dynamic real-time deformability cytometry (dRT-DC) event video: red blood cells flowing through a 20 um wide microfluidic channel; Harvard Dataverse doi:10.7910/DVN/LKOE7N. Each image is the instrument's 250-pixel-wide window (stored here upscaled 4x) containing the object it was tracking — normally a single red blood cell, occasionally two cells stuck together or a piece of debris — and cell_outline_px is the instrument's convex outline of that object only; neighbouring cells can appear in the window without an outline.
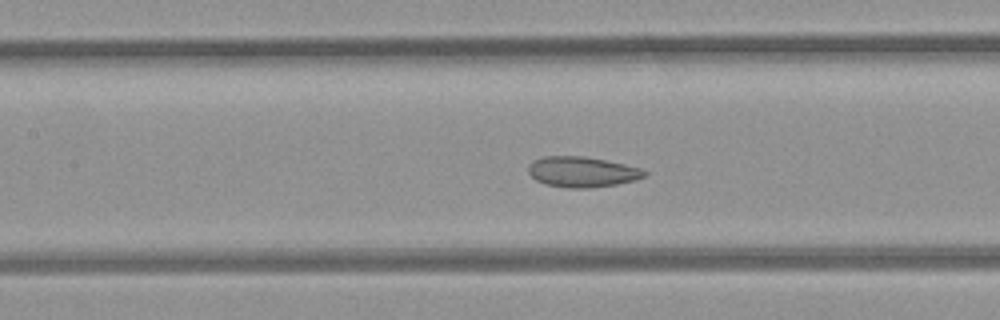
{"species": "common noctule bat (a hibernating species)", "species_latin": "Nyctalus noctula", "temperature_condition": "room temperature", "stored_images_in_passage": 40, "camera_frame_rate_fps": 3000, "um_per_image_px": 0.085, "animal": {"sex": "female", "body_mass_g": 21.9}, "frame": {"image": 1, "passage_image": 10, "time_ms": 3.0, "image_size_px": [1000, 320], "cell_outline_px": [[648, 176], [636, 180], [616, 184], [592, 188], [568, 188], [544, 184], [536, 180], [528, 172], [528, 164], [544, 156], [584, 156], [624, 164], [640, 168], [648, 172]], "centroid_in_image_um": [49.5, 14.62], "position_along_channel_um": 157.9, "area_um2": 20.69}}
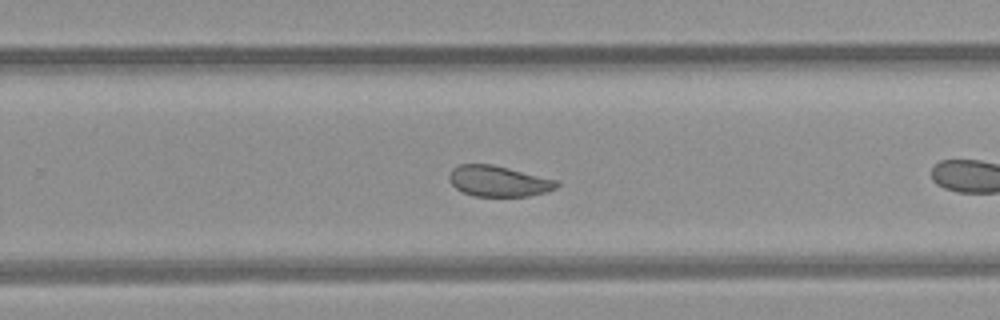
{"frame": {"image": 2, "passage_image": 20, "time_ms": 6.333, "image_size_px": [1000, 320], "cell_outline_px": [[560, 184], [556, 188], [548, 192], [528, 196], [476, 196], [464, 192], [456, 188], [448, 180], [448, 176], [452, 168], [460, 164], [492, 164], [556, 180]], "centroid_in_image_um": [42.36, 15.4], "position_along_channel_um": 287.4, "area_um2": 19.19}}
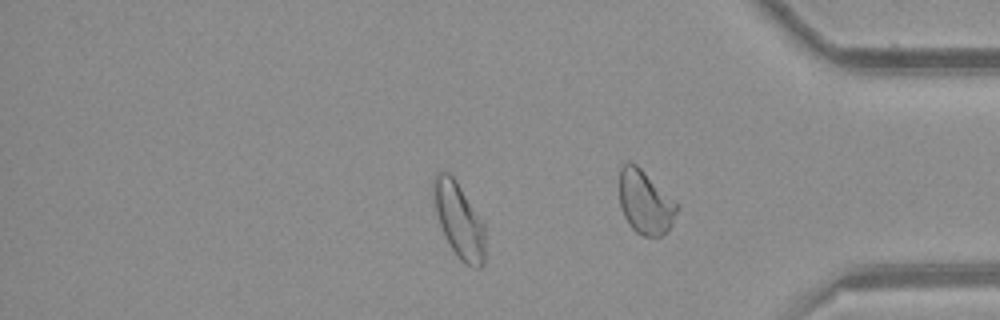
{"frame": {"image": 3, "passage_image": 31, "time_ms": 10.0, "image_size_px": [1000, 320], "cell_outline_px": [[484, 264], [480, 268], [472, 268], [464, 264], [460, 260], [444, 236], [436, 212], [432, 192], [432, 180], [436, 172], [448, 172], [456, 180], [484, 224]], "centroid_in_image_um": [39.0, 18.72], "position_along_channel_um": 396.2, "area_um2": 22.54}, "authors_computed_cell_mechanics": {"area_um2": 21.3282, "velocity_mm_per_s": 3.894, "shape_relaxation_time_tau1_ms": 4.0754, "shape_relaxation_time_tau2_ms": null, "deformation_change_tau1": 0.0781, "deformation_change_tau2": null}}